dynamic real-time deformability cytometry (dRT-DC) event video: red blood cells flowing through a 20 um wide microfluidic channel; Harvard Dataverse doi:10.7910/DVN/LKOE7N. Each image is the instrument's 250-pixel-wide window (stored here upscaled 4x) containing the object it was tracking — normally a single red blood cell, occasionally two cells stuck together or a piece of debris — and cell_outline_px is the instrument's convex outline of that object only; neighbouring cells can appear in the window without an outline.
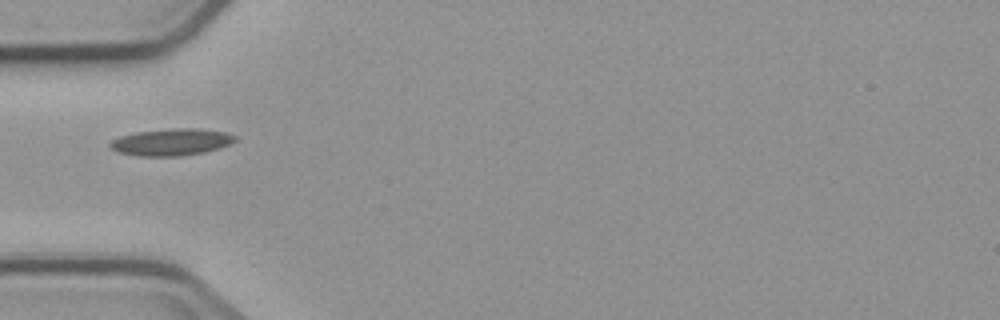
{"species": "common noctule bat (a hibernating species)", "species_latin": "Nyctalus noctula", "temperature_condition": "cold", "stored_images_in_passage": 7, "camera_frame_rate_fps": 3000, "um_per_image_px": 0.085, "animal": {"sex": "male", "body_mass_g": 23.1, "forearm_length_mm": 52.7}, "frame": {"image": 1, "passage_image": 5, "time_ms": 5.667, "image_size_px": [1000, 320], "cell_outline_px": [[236, 140], [220, 148], [204, 152], [180, 156], [140, 156], [120, 152], [112, 148], [108, 144], [112, 140], [120, 136], [136, 132], [172, 128], [200, 128], [224, 132], [236, 136]], "centroid_in_image_um": [14.58, 12.07], "position_along_channel_um": 70.4, "area_um2": 19.48}}
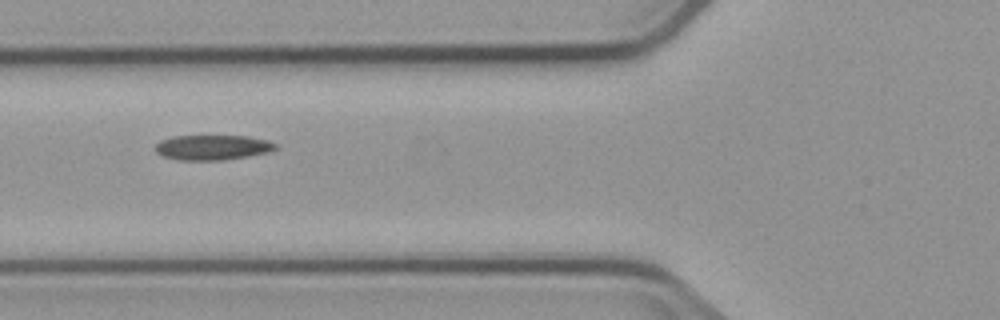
{"frame": {"image": 2, "passage_image": 6, "time_ms": 6.667, "image_size_px": [1000, 320], "cell_outline_px": [[276, 148], [268, 152], [248, 156], [224, 160], [180, 160], [164, 156], [156, 152], [156, 144], [160, 140], [172, 136], [248, 136], [268, 140], [276, 144]], "centroid_in_image_um": [18.06, 12.52], "position_along_channel_um": 107.7, "area_um2": 17.46}}
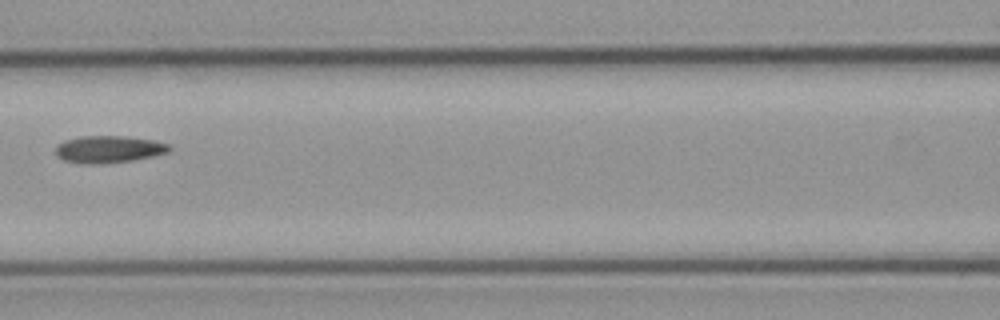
{"frame": {"image": 3, "passage_image": 7, "time_ms": 8.0, "image_size_px": [1000, 320], "cell_outline_px": [[172, 148], [168, 152], [152, 156], [132, 160], [100, 164], [80, 164], [64, 160], [56, 156], [56, 144], [64, 140], [80, 136], [120, 136], [152, 140], [168, 144]], "centroid_in_image_um": [9.18, 12.69], "position_along_channel_um": 157.4, "area_um2": 17.98}}